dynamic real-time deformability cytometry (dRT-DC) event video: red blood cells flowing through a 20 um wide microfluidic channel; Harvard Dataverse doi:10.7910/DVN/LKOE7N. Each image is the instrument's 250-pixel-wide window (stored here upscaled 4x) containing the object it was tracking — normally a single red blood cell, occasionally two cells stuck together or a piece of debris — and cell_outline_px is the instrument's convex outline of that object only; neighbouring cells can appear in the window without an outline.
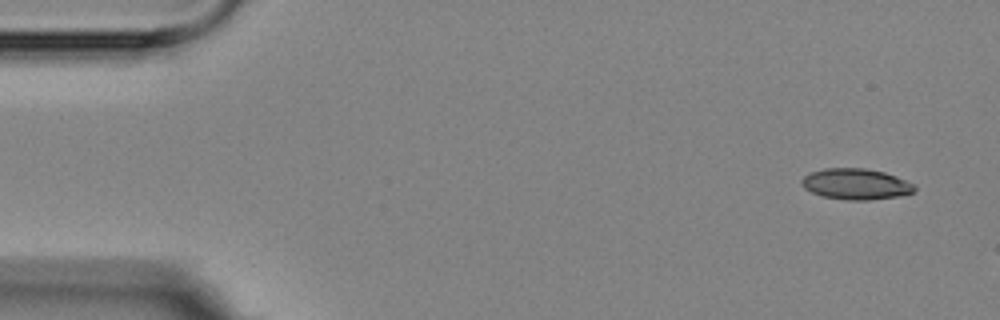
{"species": "Egyptian fruit bat (a non-hibernating species)", "species_latin": "Rousettus aegyptiacus", "temperature_condition": "room temperature", "stored_images_in_passage": 10, "camera_frame_rate_fps": 3000, "um_per_image_px": 0.085, "animal": {"sex": "female"}, "frame": {"image": 1, "passage_image": 1, "time_ms": 0.0, "image_size_px": [1000, 320], "cell_outline_px": [[916, 188], [912, 192], [900, 196], [868, 200], [848, 200], [820, 196], [804, 188], [800, 184], [800, 180], [808, 172], [824, 168], [864, 168], [884, 172], [896, 176], [916, 184]], "centroid_in_image_um": [72.72, 15.64], "position_along_channel_um": 12.3, "area_um2": 20.58}}
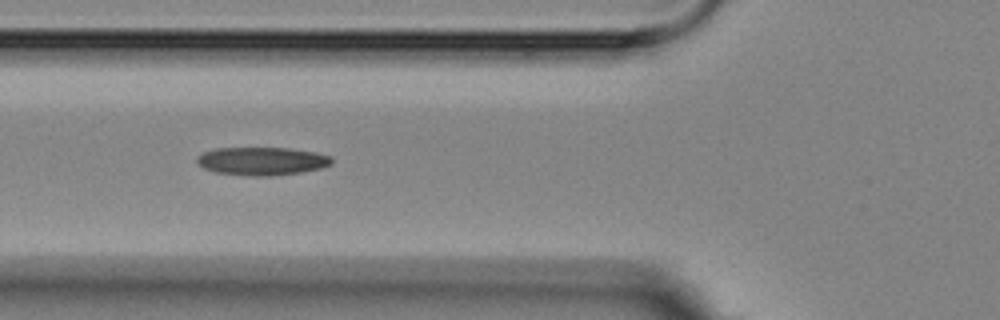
{"frame": {"image": 2, "passage_image": 6, "time_ms": 5.667, "image_size_px": [1000, 320], "cell_outline_px": [[332, 164], [320, 168], [300, 172], [272, 176], [248, 176], [216, 172], [204, 168], [196, 164], [196, 156], [204, 152], [216, 148], [288, 148], [316, 152], [332, 156]], "centroid_in_image_um": [22.25, 13.69], "position_along_channel_um": 103.6, "area_um2": 22.2}}
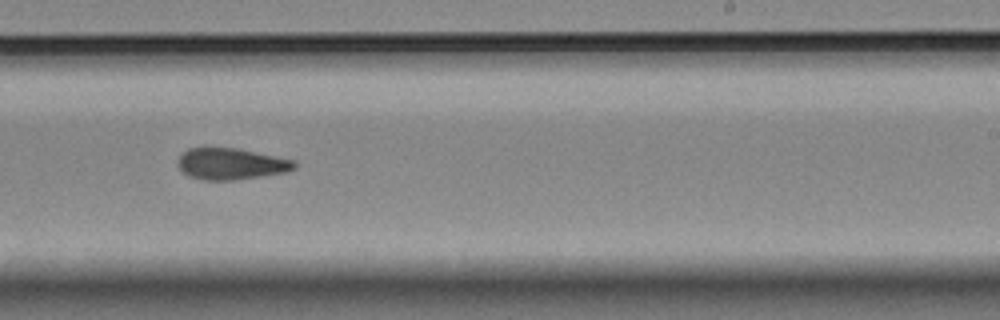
{"frame": {"image": 3, "passage_image": 10, "time_ms": 10.333, "image_size_px": [1000, 320], "cell_outline_px": [[296, 168], [284, 172], [236, 180], [200, 180], [188, 176], [176, 164], [176, 160], [188, 148], [236, 148], [292, 160], [296, 164]], "centroid_in_image_um": [19.57, 13.94], "position_along_channel_um": 269.4, "area_um2": 21.1}}